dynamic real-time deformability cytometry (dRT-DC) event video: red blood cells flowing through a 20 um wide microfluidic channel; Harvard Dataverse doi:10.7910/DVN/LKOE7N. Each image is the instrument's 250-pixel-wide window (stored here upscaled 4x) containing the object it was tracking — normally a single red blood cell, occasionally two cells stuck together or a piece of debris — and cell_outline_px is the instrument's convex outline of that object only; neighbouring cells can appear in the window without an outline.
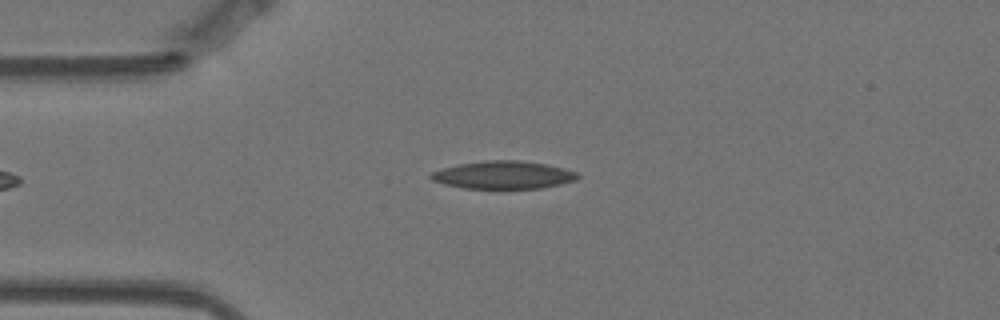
{"species": "Egyptian fruit bat (a non-hibernating species)", "species_latin": "Rousettus aegyptiacus", "temperature_condition": "warm", "stored_images_in_passage": 45, "camera_frame_rate_fps": 3000, "um_per_image_px": 0.085, "animal": {"sex": "female"}, "frame": {"image": 1, "passage_image": 1, "time_ms": 0.0, "image_size_px": [1000, 320], "cell_outline_px": [[580, 176], [576, 180], [560, 184], [540, 188], [464, 188], [444, 184], [432, 180], [428, 176], [432, 172], [456, 164], [484, 160], [520, 160], [544, 164], [576, 172]], "centroid_in_image_um": [42.74, 14.86], "position_along_channel_um": 42.3, "area_um2": 23.58}}
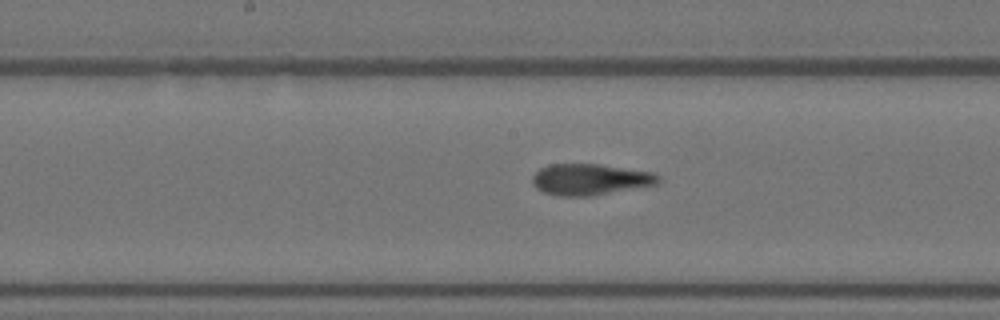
{"frame": {"image": 2, "passage_image": 16, "time_ms": 5.0, "image_size_px": [1000, 320], "cell_outline_px": [[660, 184], [592, 196], [560, 196], [544, 192], [536, 188], [532, 184], [532, 176], [540, 168], [548, 164], [600, 164], [652, 172], [660, 176]], "centroid_in_image_um": [50.17, 15.25], "position_along_channel_um": 198.0, "area_um2": 23.12}}
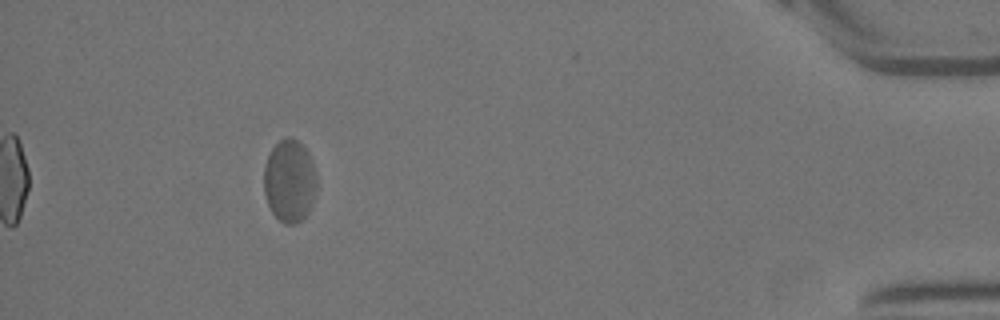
{"frame": {"image": 3, "passage_image": 40, "time_ms": 13.0, "image_size_px": [1000, 320], "cell_outline_px": [[316, 188], [312, 204], [308, 212], [296, 224], [284, 224], [272, 212], [268, 204], [264, 192], [264, 168], [268, 156], [272, 148], [284, 136], [292, 136], [308, 152], [312, 160], [316, 176]], "centroid_in_image_um": [24.61, 15.37], "position_along_channel_um": 410.6, "area_um2": 25.37}, "authors_computed_cell_mechanics": {"area_um2": 23.5824, "velocity_mm_per_s": 3.4603, "shape_relaxation_time_tau1_ms": null, "shape_relaxation_time_tau2_ms": 1.7967, "deformation_change_tau1": null, "deformation_change_tau2": 0.0933}}